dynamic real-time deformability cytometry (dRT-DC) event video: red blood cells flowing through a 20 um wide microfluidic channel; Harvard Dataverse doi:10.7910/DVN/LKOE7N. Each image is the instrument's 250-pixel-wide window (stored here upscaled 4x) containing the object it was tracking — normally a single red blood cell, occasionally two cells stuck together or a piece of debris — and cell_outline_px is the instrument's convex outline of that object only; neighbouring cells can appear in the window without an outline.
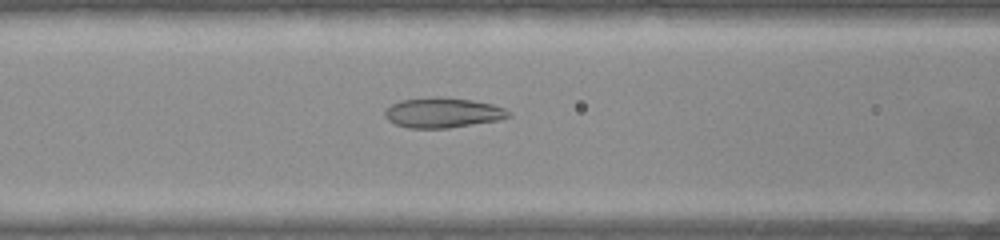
{"species": "common noctule bat (a hibernating species)", "species_latin": "Nyctalus noctula", "temperature_condition": "warm", "stored_images_in_passage": 17, "camera_frame_rate_fps": 3000, "um_per_image_px": 0.085, "animal": {"sex": "female", "body_mass_g": 22.0, "forearm_length_mm": 56.7}, "frame": {"image": 1, "passage_image": 12, "time_ms": 3.667, "image_size_px": [1000, 240], "cell_outline_px": [[512, 116], [500, 120], [448, 128], [408, 128], [396, 124], [388, 120], [384, 116], [384, 112], [392, 104], [400, 100], [432, 96], [436, 96], [472, 100], [492, 104], [504, 108], [512, 112]], "centroid_in_image_um": [37.66, 9.57], "position_along_channel_um": 128.9, "area_um2": 21.85}}
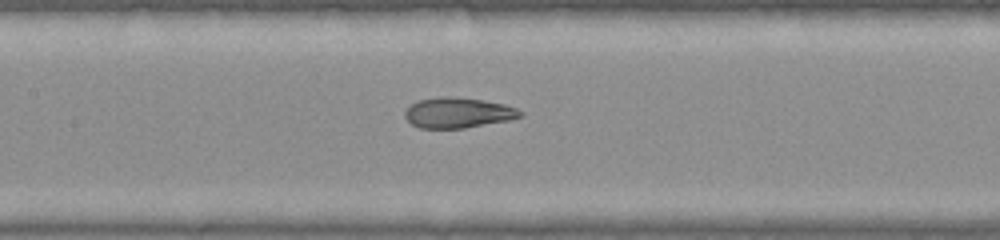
{"frame": {"image": 2, "passage_image": 15, "time_ms": 4.667, "image_size_px": [1000, 240], "cell_outline_px": [[524, 116], [508, 120], [464, 128], [420, 128], [412, 124], [404, 116], [404, 112], [412, 104], [420, 100], [440, 96], [480, 100], [504, 104], [516, 108], [524, 112]], "centroid_in_image_um": [38.94, 9.59], "position_along_channel_um": 168.5, "area_um2": 20.11}}